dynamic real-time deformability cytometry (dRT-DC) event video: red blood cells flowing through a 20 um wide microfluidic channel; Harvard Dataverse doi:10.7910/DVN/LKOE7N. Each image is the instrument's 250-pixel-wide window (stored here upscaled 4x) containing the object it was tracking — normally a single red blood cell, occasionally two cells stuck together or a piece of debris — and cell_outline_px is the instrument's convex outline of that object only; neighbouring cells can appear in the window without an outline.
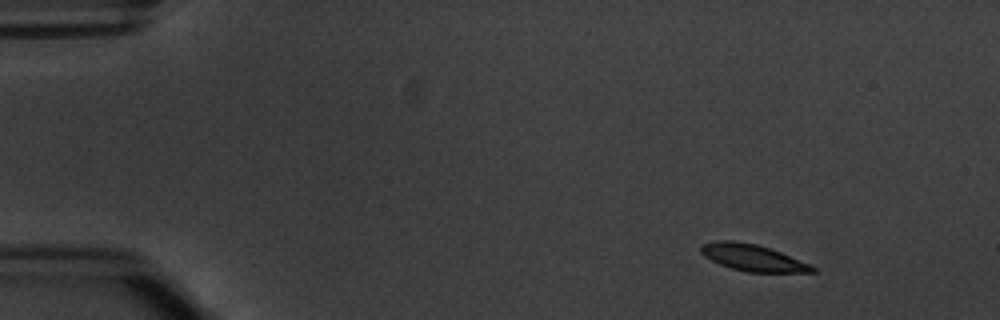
{"species": "common noctule bat (a hibernating species)", "species_latin": "Nyctalus noctula", "temperature_condition": "warm", "stored_images_in_passage": 4, "camera_frame_rate_fps": 3000, "um_per_image_px": 0.085, "animal": {"sex": "male", "body_mass_g": 20.1, "forearm_length_mm": 53.5}, "frame": {"image": 1, "passage_image": 1, "time_ms": 0.0, "image_size_px": [1000, 320], "cell_outline_px": [[816, 272], [748, 272], [732, 268], [720, 264], [704, 256], [700, 252], [700, 244], [716, 240], [732, 240], [756, 244], [780, 252], [812, 264], [816, 268]], "centroid_in_image_um": [63.97, 21.89], "position_along_channel_um": 21.0, "area_um2": 17.28}}
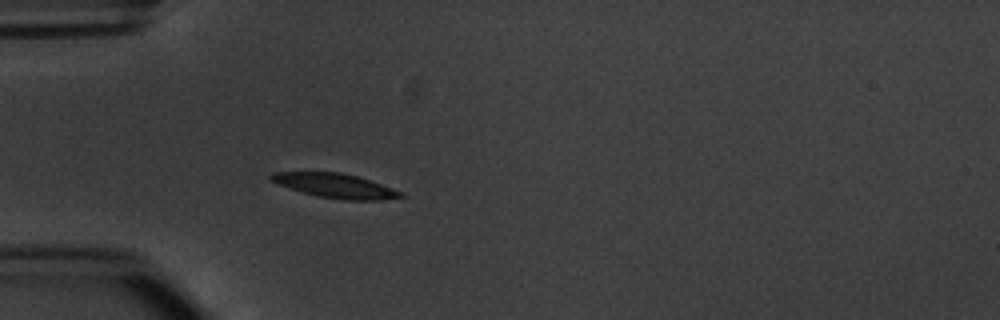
{"frame": {"image": 2, "passage_image": 4, "time_ms": 3.333, "image_size_px": [1000, 320], "cell_outline_px": [[404, 196], [380, 200], [344, 200], [316, 196], [288, 188], [276, 184], [268, 180], [268, 176], [276, 172], [340, 172], [356, 176], [404, 192]], "centroid_in_image_um": [28.44, 15.79], "position_along_channel_um": 56.6, "area_um2": 18.38}}